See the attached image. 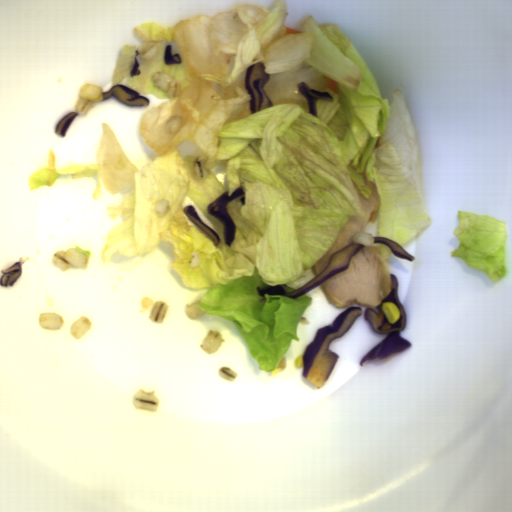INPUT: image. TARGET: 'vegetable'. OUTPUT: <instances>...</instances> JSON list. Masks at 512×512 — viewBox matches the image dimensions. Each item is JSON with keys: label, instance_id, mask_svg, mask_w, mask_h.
Masks as SVG:
<instances>
[{"label": "vegetable", "instance_id": "1", "mask_svg": "<svg viewBox=\"0 0 512 512\" xmlns=\"http://www.w3.org/2000/svg\"><path fill=\"white\" fill-rule=\"evenodd\" d=\"M288 0L271 10L246 3L171 28L134 27L143 41L122 46L111 88L169 99L141 117L139 132L159 156L138 168L111 126L102 122L95 164L48 166L29 176L30 191L62 175L90 178L123 203L108 205L125 221L105 236L101 259L132 257L169 242L170 264L186 288L210 287L203 313L233 322L259 369L280 365L312 298L260 296L257 287L292 293L318 275L313 266L335 244L349 218L367 217L375 183L376 237L399 246L432 224L425 207L418 139L397 88L389 104L358 50L332 23L312 15L286 33ZM163 71L181 83L171 97L153 83ZM338 82L339 96L328 89ZM182 116L178 131L167 121ZM226 166L225 185L210 170ZM354 181V182H353ZM199 251V267L191 266Z\"/></svg>", "mask_w": 512, "mask_h": 512}, {"label": "vegetable", "instance_id": "2", "mask_svg": "<svg viewBox=\"0 0 512 512\" xmlns=\"http://www.w3.org/2000/svg\"><path fill=\"white\" fill-rule=\"evenodd\" d=\"M458 225L453 230L460 246L451 257H461L466 266L483 271L492 282H499L507 274L506 222L488 215L458 211Z\"/></svg>", "mask_w": 512, "mask_h": 512}, {"label": "vegetable", "instance_id": "3", "mask_svg": "<svg viewBox=\"0 0 512 512\" xmlns=\"http://www.w3.org/2000/svg\"><path fill=\"white\" fill-rule=\"evenodd\" d=\"M380 246V256L383 258L385 262H387L388 258L393 254L391 247L383 243L382 241L379 244Z\"/></svg>", "mask_w": 512, "mask_h": 512}, {"label": "vegetable", "instance_id": "4", "mask_svg": "<svg viewBox=\"0 0 512 512\" xmlns=\"http://www.w3.org/2000/svg\"><path fill=\"white\" fill-rule=\"evenodd\" d=\"M75 249H77L79 253L80 252H84L85 253V255L87 257V261H86V265L83 266V267H84V269H87V267H88V265H89V263L91 261L90 255H91L92 252L90 250H83L79 246H76V245H75Z\"/></svg>", "mask_w": 512, "mask_h": 512}]
</instances>
